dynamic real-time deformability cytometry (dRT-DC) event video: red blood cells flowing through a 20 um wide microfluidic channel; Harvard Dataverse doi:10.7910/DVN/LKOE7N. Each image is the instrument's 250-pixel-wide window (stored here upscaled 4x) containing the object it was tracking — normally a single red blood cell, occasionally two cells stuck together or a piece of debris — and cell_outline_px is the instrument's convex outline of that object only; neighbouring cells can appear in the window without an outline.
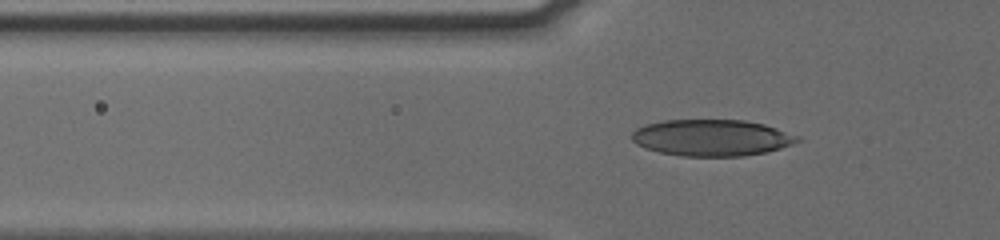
{"species": "human", "species_latin": "Homo sapiens", "temperature_condition": "cold", "stored_images_in_passage": 40, "camera_frame_rate_fps": 3000, "um_per_image_px": 0.085, "donor": {"sex": "male"}, "frame": {"image": 1, "passage_image": 4, "time_ms": 1.0, "image_size_px": [1000, 240], "cell_outline_px": [[800, 140], [792, 144], [780, 148], [764, 152], [744, 156], [680, 156], [660, 152], [644, 148], [636, 144], [632, 140], [632, 132], [636, 128], [644, 124], [664, 120], [744, 120], [764, 124], [800, 136]], "centroid_in_image_um": [60.46, 11.7], "position_along_channel_um": 65.3, "area_um2": 35.26}}
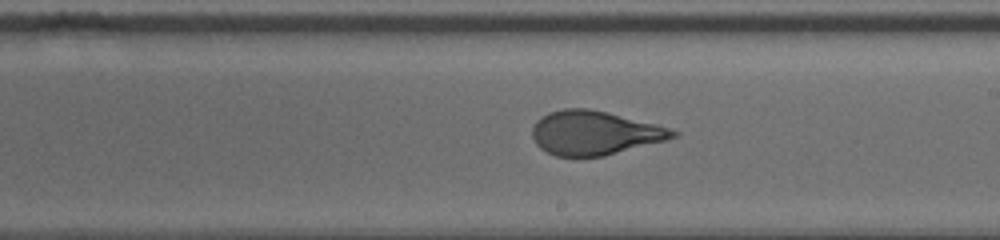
{"frame": {"image": 2, "passage_image": 18, "time_ms": 5.667, "image_size_px": [1000, 240], "cell_outline_px": [[680, 132], [676, 136], [664, 140], [604, 156], [556, 156], [540, 148], [536, 144], [532, 136], [532, 128], [536, 120], [540, 116], [548, 112], [564, 108], [588, 108], [608, 112], [656, 124]], "centroid_in_image_um": [50.48, 11.28], "position_along_channel_um": 238.5, "area_um2": 35.89}}
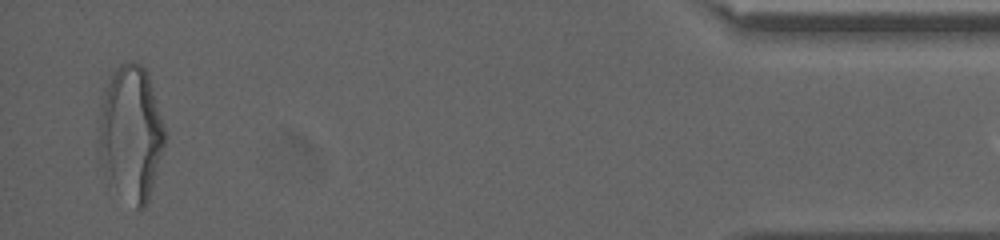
{"frame": {"image": 3, "passage_image": 38, "time_ms": 12.333, "image_size_px": [1000, 240], "cell_outline_px": [[168, 136], [148, 200], [144, 208], [140, 212], [136, 208], [112, 176], [96, 152], [100, 124], [104, 100], [108, 84], [112, 72], [120, 64], [132, 60], [140, 64], [144, 68], [148, 76]], "centroid_in_image_um": [11.2, 11.25], "position_along_channel_um": 424.0, "area_um2": 50.23}}